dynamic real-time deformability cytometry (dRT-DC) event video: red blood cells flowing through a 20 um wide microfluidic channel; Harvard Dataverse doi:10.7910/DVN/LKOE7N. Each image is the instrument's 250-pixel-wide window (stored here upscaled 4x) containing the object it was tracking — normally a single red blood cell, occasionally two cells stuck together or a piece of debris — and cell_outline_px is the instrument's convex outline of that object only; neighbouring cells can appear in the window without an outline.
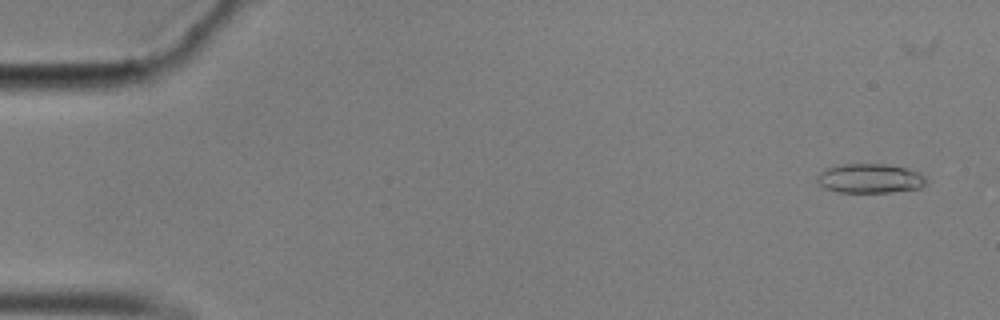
{"species": "common noctule bat (a hibernating species)", "species_latin": "Nyctalus noctula", "temperature_condition": "cold", "stored_images_in_passage": 58, "camera_frame_rate_fps": 3000, "um_per_image_px": 0.085, "animal": {"sex": "male", "body_mass_g": 17.9}, "frame": {"image": 1, "passage_image": 4, "time_ms": 1.0, "image_size_px": [1000, 320], "cell_outline_px": [[928, 180], [920, 188], [892, 192], [836, 192], [824, 188], [816, 180], [816, 176], [820, 172], [828, 168], [844, 164], [884, 164], [904, 168], [920, 172]], "centroid_in_image_um": [73.94, 15.17], "position_along_channel_um": 11.1, "area_um2": 18.61}}
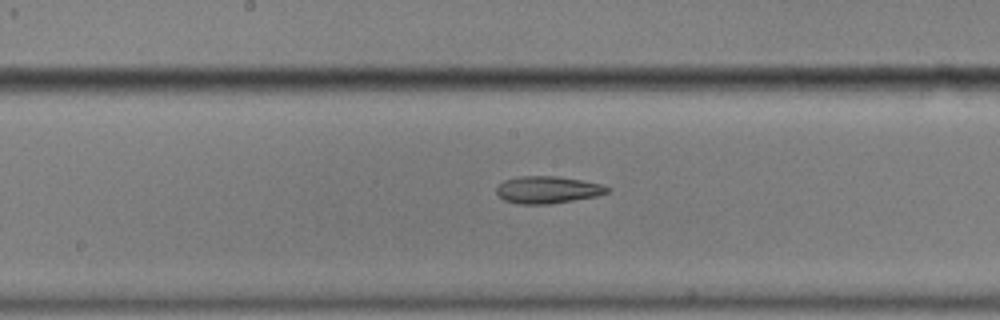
{"frame": {"image": 2, "passage_image": 31, "time_ms": 10.0, "image_size_px": [1000, 320], "cell_outline_px": [[612, 188], [608, 192], [596, 196], [548, 204], [516, 204], [504, 200], [496, 192], [496, 188], [504, 180], [520, 176], [560, 176], [584, 180], [600, 184]], "centroid_in_image_um": [46.55, 16.12], "position_along_channel_um": 201.7, "area_um2": 17.57}}
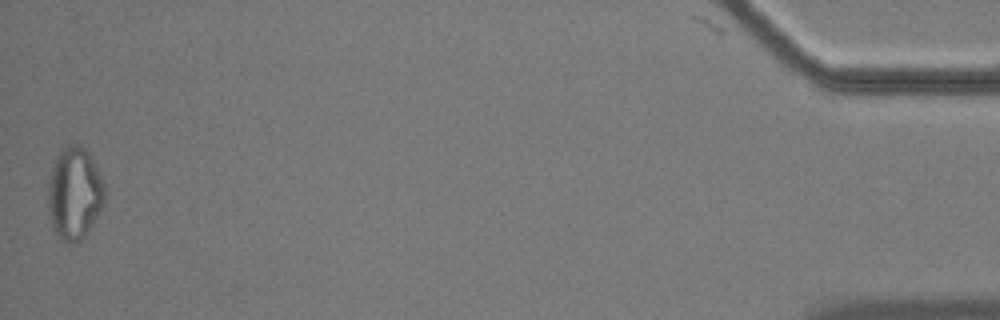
{"frame": {"image": 3, "passage_image": 58, "time_ms": 19.0, "image_size_px": [1000, 320], "cell_outline_px": [[104, 204], [92, 224], [84, 236], [80, 240], [64, 244], [56, 236], [52, 228], [48, 204], [48, 184], [56, 156], [60, 148], [68, 144], [80, 144], [88, 152], [104, 184]], "centroid_in_image_um": [6.3, 16.44], "position_along_channel_um": 428.9, "area_um2": 30.4}, "authors_computed_cell_mechanics": {"area_um2": 18.5249, "velocity_mm_per_s": 3.5148, "shape_relaxation_time_tau1_ms": null, "shape_relaxation_time_tau2_ms": 4.6282, "deformation_change_tau1": null, "deformation_change_tau2": 0.1476}}